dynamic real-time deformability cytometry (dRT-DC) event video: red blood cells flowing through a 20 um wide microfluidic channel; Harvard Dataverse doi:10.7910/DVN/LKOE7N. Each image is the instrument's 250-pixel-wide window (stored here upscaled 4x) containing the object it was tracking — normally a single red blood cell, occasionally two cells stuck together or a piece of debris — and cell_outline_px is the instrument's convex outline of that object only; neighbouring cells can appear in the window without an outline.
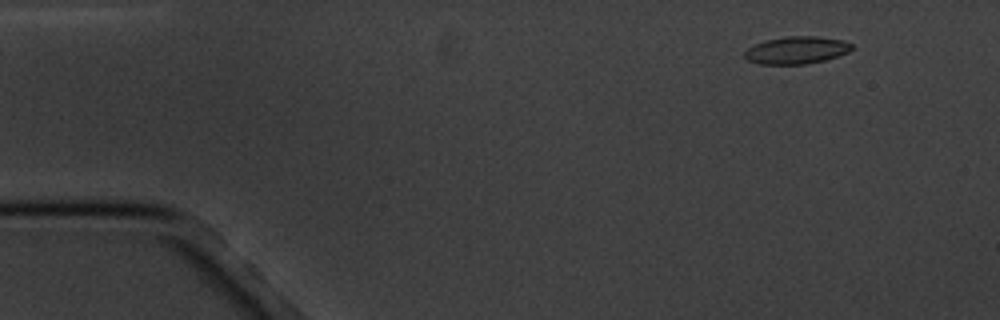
{"species": "common noctule bat (a hibernating species)", "species_latin": "Nyctalus noctula", "temperature_condition": "cold", "stored_images_in_passage": 5, "camera_frame_rate_fps": 3000, "um_per_image_px": 0.085, "animal": {"sex": "male", "body_mass_g": 20.1, "forearm_length_mm": 53.5}, "frame": {"image": 1, "passage_image": 2, "time_ms": 1.0, "image_size_px": [1000, 320], "cell_outline_px": [[852, 48], [848, 52], [824, 60], [804, 64], [760, 64], [748, 60], [744, 56], [744, 52], [748, 48], [764, 40], [784, 36], [816, 36], [840, 40], [852, 44]], "centroid_in_image_um": [67.66, 4.26], "position_along_channel_um": 17.3, "area_um2": 16.94}}
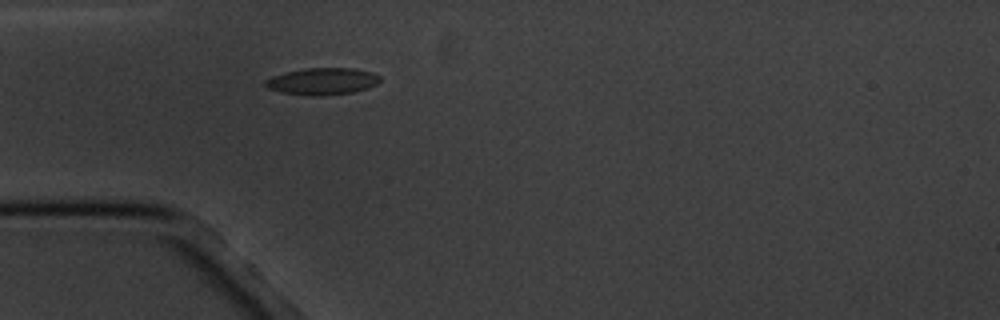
{"frame": {"image": 2, "passage_image": 5, "time_ms": 4.667, "image_size_px": [1000, 320], "cell_outline_px": [[380, 80], [376, 84], [368, 88], [352, 92], [320, 96], [312, 96], [280, 92], [268, 88], [264, 84], [264, 80], [272, 76], [304, 68], [356, 68], [372, 72], [380, 76]], "centroid_in_image_um": [27.4, 6.91], "position_along_channel_um": 57.6, "area_um2": 17.98}}